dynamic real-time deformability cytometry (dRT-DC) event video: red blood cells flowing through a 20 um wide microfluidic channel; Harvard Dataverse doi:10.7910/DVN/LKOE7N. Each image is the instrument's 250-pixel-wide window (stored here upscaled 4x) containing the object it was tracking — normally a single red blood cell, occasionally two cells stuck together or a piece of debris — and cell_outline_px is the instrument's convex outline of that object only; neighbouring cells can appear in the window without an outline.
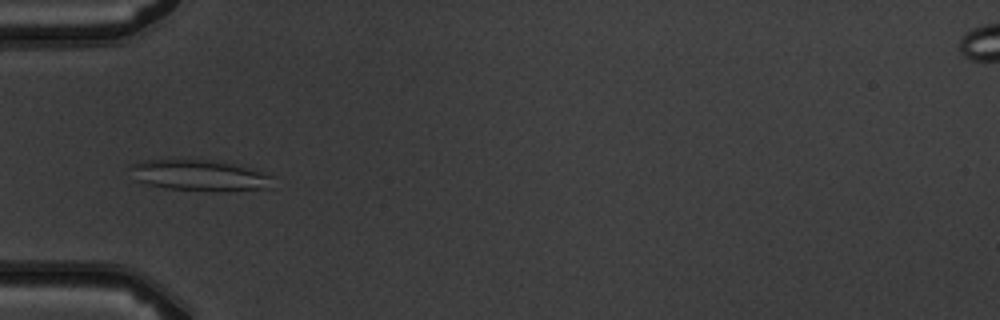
{"species": "common noctule bat (a hibernating species)", "species_latin": "Nyctalus noctula", "temperature_condition": "warm", "stored_images_in_passage": 8, "camera_frame_rate_fps": 3000, "um_per_image_px": 0.085, "animal": {"sex": "male", "body_mass_g": 19.5, "forearm_length_mm": 54.6}, "frame": {"image": 1, "passage_image": 5, "time_ms": 4.667, "image_size_px": [1000, 320], "cell_outline_px": [[276, 188], [224, 192], [216, 192], [168, 188], [148, 184], [136, 180], [128, 164], [144, 160], [196, 156], [236, 164], [276, 176]], "centroid_in_image_um": [17.06, 14.87], "position_along_channel_um": 67.9, "area_um2": 27.51}}
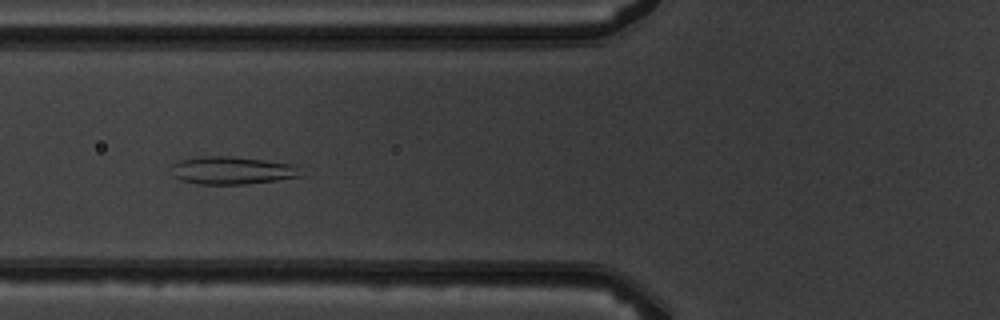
{"frame": {"image": 2, "passage_image": 6, "time_ms": 5.667, "image_size_px": [1000, 320], "cell_outline_px": [[300, 176], [276, 180], [248, 184], [200, 184], [180, 180], [172, 176], [172, 164], [180, 160], [200, 156], [232, 156], [264, 160], [292, 164]], "centroid_in_image_um": [19.62, 14.48], "position_along_channel_um": 106.2, "area_um2": 20.69}}
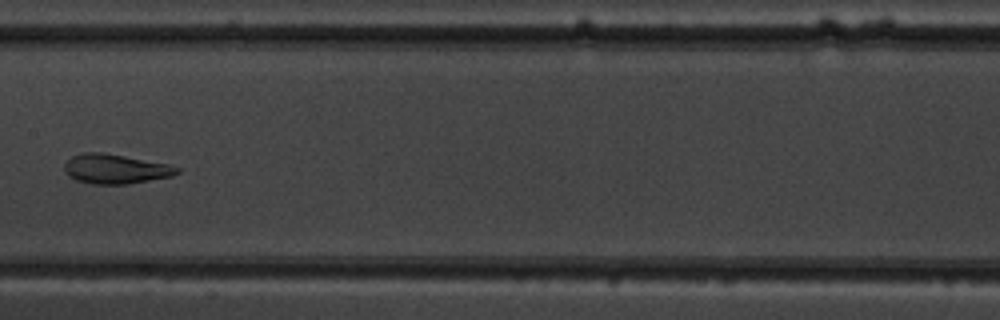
{"frame": {"image": 3, "passage_image": 8, "time_ms": 8.0, "image_size_px": [1000, 320], "cell_outline_px": [[180, 172], [172, 176], [128, 184], [92, 184], [76, 180], [68, 176], [64, 172], [64, 164], [72, 156], [84, 152], [100, 152], [124, 156], [168, 164], [180, 168]], "centroid_in_image_um": [9.79, 14.36], "position_along_channel_um": 197.6, "area_um2": 19.36}}